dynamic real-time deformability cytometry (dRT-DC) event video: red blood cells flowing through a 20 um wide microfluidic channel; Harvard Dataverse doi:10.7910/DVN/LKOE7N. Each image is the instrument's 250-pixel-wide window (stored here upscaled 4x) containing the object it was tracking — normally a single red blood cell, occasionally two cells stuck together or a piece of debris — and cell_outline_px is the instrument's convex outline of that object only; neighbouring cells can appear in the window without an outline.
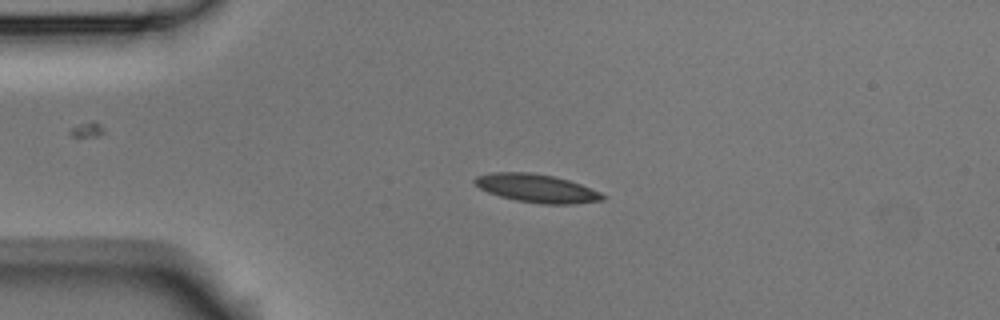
{"species": "Egyptian fruit bat (a non-hibernating species)", "species_latin": "Rousettus aegyptiacus", "temperature_condition": "room temperature", "stored_images_in_passage": 3, "camera_frame_rate_fps": 3000, "um_per_image_px": 0.085, "animal": {"sex": "male"}, "frame": {"image": 1, "passage_image": 2, "time_ms": 0.333, "image_size_px": [1000, 320], "cell_outline_px": [[604, 200], [572, 204], [544, 204], [516, 200], [500, 196], [488, 192], [480, 188], [472, 180], [476, 176], [492, 172], [528, 172], [552, 176], [568, 180], [580, 184], [600, 192], [604, 196]], "centroid_in_image_um": [45.6, 16.0], "position_along_channel_um": 39.4, "area_um2": 20.87}}